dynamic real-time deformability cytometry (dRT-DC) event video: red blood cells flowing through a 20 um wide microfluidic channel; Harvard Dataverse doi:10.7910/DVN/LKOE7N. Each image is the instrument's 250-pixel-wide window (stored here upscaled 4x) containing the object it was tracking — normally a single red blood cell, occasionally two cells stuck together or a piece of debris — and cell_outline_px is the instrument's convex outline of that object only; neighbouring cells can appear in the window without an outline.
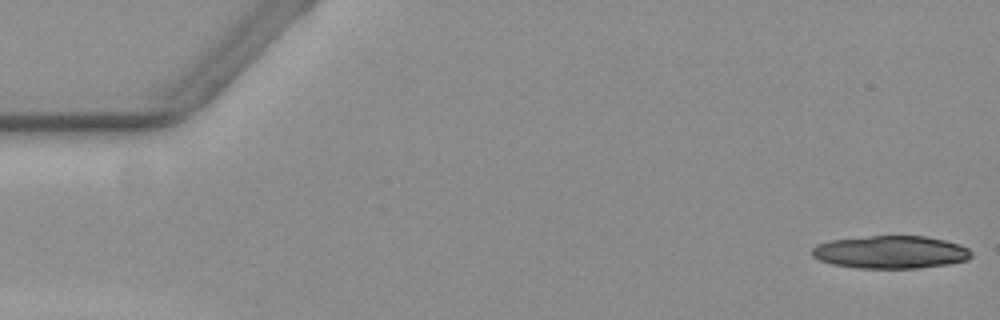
{"species": "common noctule bat (a hibernating species)", "species_latin": "Nyctalus noctula", "temperature_condition": "warm", "stored_images_in_passage": 14, "camera_frame_rate_fps": 3000, "um_per_image_px": 0.085, "animal": {"sex": "female", "body_mass_g": 19.3, "forearm_length_mm": 54.1}, "frame": {"image": 1, "passage_image": 1, "time_ms": 0.0, "image_size_px": [1000, 320], "cell_outline_px": [[972, 256], [968, 260], [948, 264], [920, 268], [856, 268], [832, 264], [820, 260], [812, 256], [812, 248], [816, 244], [832, 240], [872, 236], [924, 236], [944, 240], [960, 244], [968, 248], [972, 252]], "centroid_in_image_um": [75.72, 21.43], "position_along_channel_um": 9.3, "area_um2": 30.46}}